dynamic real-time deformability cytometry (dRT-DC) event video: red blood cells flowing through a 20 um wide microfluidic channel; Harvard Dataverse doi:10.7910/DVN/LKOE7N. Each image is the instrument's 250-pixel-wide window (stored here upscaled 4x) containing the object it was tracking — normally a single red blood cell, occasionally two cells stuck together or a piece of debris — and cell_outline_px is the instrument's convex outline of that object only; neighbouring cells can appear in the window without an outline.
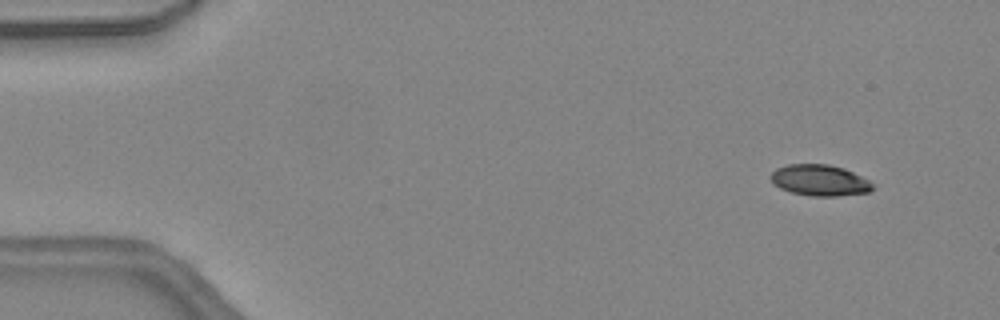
{"species": "common noctule bat (a hibernating species)", "species_latin": "Nyctalus noctula", "temperature_condition": "warm", "stored_images_in_passage": 45, "camera_frame_rate_fps": 3000, "um_per_image_px": 0.085, "animal": {"sex": "female", "body_mass_g": 24.6, "forearm_length_mm": 56.2}, "frame": {"image": 1, "passage_image": 3, "time_ms": 0.667, "image_size_px": [1000, 320], "cell_outline_px": [[876, 184], [868, 192], [836, 196], [812, 196], [792, 192], [780, 188], [768, 176], [776, 168], [788, 164], [828, 164], [844, 168]], "centroid_in_image_um": [69.67, 15.31], "position_along_channel_um": 15.3, "area_um2": 18.38}}
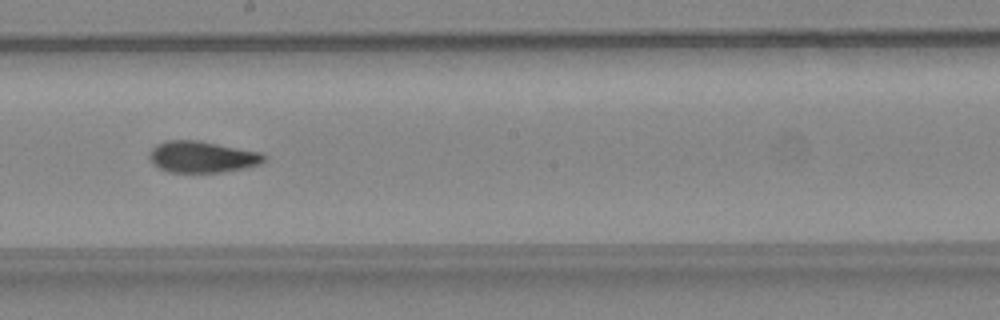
{"frame": {"image": 2, "passage_image": 25, "time_ms": 8.0, "image_size_px": [1000, 320], "cell_outline_px": [[268, 156], [260, 164], [248, 168], [220, 172], [168, 172], [152, 164], [148, 156], [148, 152], [156, 144], [168, 140], [200, 140], [260, 152]], "centroid_in_image_um": [17.17, 13.33], "position_along_channel_um": 231.0, "area_um2": 21.27}}
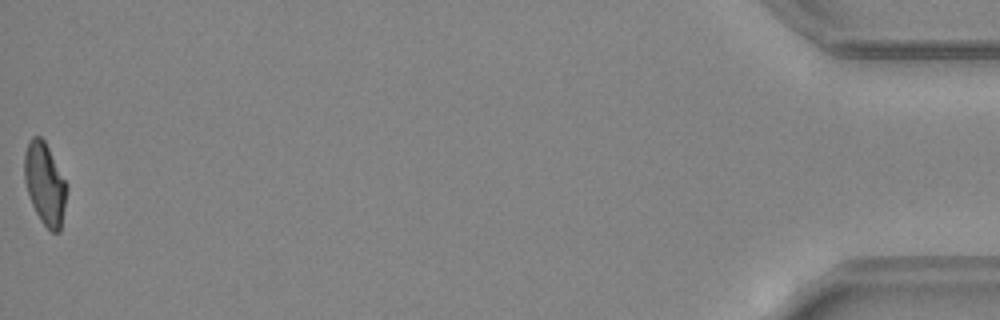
{"frame": {"image": 3, "passage_image": 45, "time_ms": 14.667, "image_size_px": [1000, 320], "cell_outline_px": [[68, 188], [60, 232], [52, 232], [40, 220], [32, 204], [24, 180], [24, 152], [28, 140], [32, 136], [40, 136], [44, 140], [68, 184]], "centroid_in_image_um": [3.82, 15.6], "position_along_channel_um": 431.4, "area_um2": 20.35}, "authors_computed_cell_mechanics": {"area_um2": 20.7502, "velocity_mm_per_s": 4.526, "shape_relaxation_time_tau1_ms": 7.801, "shape_relaxation_time_tau2_ms": 2.9944, "deformation_change_tau1": 0.2192, "deformation_change_tau2": 0.0933}}